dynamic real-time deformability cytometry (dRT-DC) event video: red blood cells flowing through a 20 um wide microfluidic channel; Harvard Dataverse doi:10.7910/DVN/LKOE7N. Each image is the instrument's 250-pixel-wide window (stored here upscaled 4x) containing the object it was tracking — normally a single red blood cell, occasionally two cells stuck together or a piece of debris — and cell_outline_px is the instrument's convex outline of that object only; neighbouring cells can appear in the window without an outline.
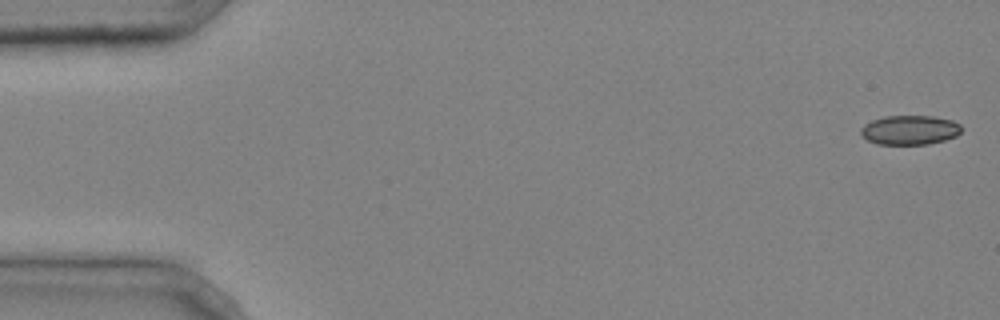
{"species": "common noctule bat (a hibernating species)", "species_latin": "Nyctalus noctula", "temperature_condition": "cold", "stored_images_in_passage": 5, "camera_frame_rate_fps": 3000, "um_per_image_px": 0.085, "animal": {"sex": "male", "body_mass_g": 20.4}, "frame": {"image": 1, "passage_image": 1, "time_ms": 0.0, "image_size_px": [1000, 320], "cell_outline_px": [[960, 132], [956, 136], [944, 140], [928, 144], [876, 144], [868, 140], [860, 132], [860, 128], [864, 124], [872, 120], [884, 116], [932, 116], [952, 120], [960, 124]], "centroid_in_image_um": [77.31, 11.04], "position_along_channel_um": 7.7, "area_um2": 17.17}}
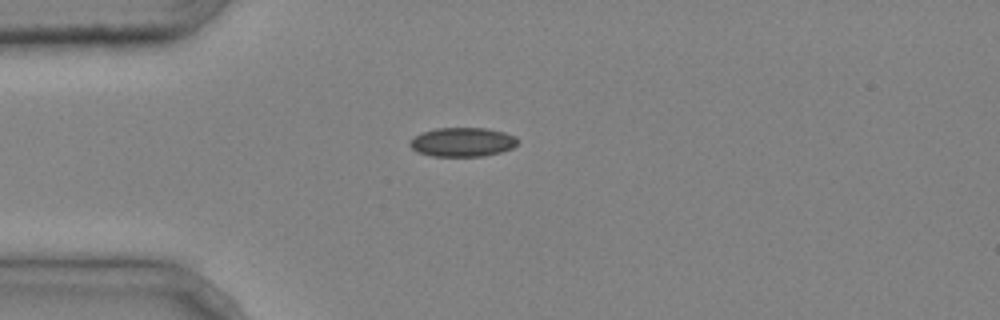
{"frame": {"image": 2, "passage_image": 4, "time_ms": 1.0, "image_size_px": [1000, 320], "cell_outline_px": [[520, 140], [512, 148], [500, 152], [484, 156], [432, 156], [416, 152], [408, 144], [416, 136], [424, 132], [436, 128], [488, 128], [504, 132], [516, 136]], "centroid_in_image_um": [39.34, 12.08], "position_along_channel_um": 45.7, "area_um2": 18.26}}